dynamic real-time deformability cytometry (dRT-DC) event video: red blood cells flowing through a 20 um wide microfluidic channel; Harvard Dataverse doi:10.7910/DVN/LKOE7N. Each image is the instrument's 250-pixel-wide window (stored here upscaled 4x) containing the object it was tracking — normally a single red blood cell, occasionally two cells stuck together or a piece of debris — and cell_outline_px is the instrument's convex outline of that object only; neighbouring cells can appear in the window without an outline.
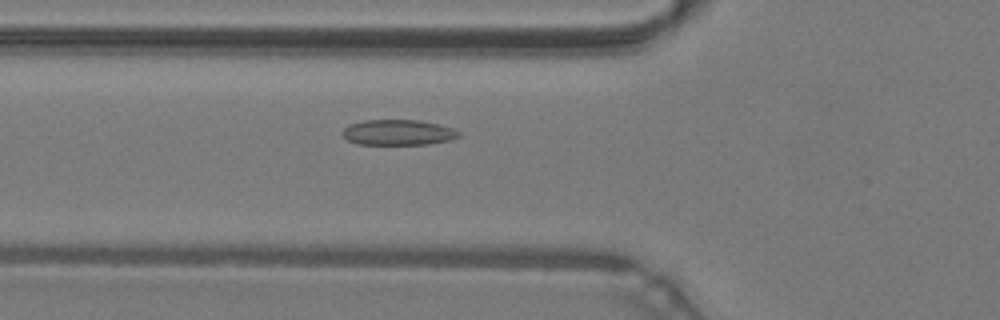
{"species": "common noctule bat (a hibernating species)", "species_latin": "Nyctalus noctula", "temperature_condition": "warm", "stored_images_in_passage": 42, "camera_frame_rate_fps": 3000, "um_per_image_px": 0.085, "animal": {"sex": "male", "body_mass_g": 19.2, "forearm_length_mm": 51.8}, "frame": {"image": 1, "passage_image": 11, "time_ms": 3.333, "image_size_px": [1000, 320], "cell_outline_px": [[460, 136], [448, 140], [428, 144], [356, 144], [348, 140], [340, 132], [348, 124], [364, 120], [420, 120], [440, 124], [452, 128], [460, 132]], "centroid_in_image_um": [33.81, 11.25], "position_along_channel_um": 92.0, "area_um2": 17.34}}
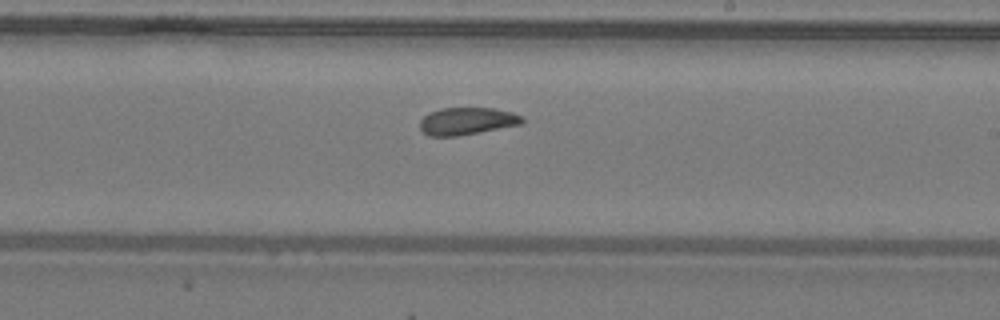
{"frame": {"image": 2, "passage_image": 22, "time_ms": 7.0, "image_size_px": [1000, 320], "cell_outline_px": [[524, 120], [520, 124], [456, 136], [428, 136], [420, 128], [420, 120], [424, 116], [440, 108], [492, 108], [512, 112], [524, 116]], "centroid_in_image_um": [39.68, 10.29], "position_along_channel_um": 249.3, "area_um2": 16.07}}
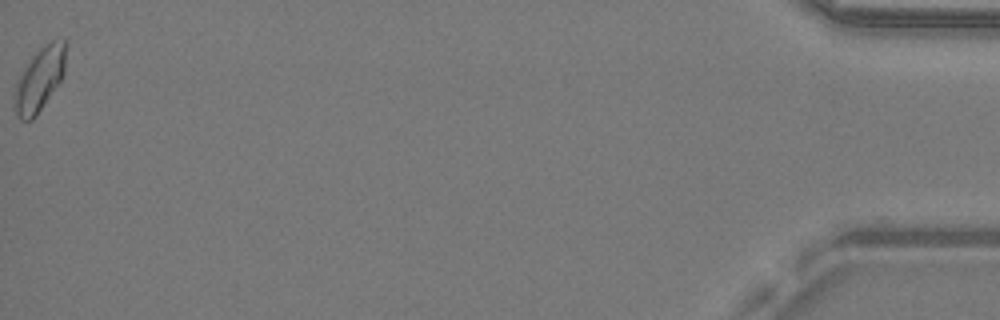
{"frame": {"image": 3, "passage_image": 42, "time_ms": 13.667, "image_size_px": [1000, 320], "cell_outline_px": [[68, 44], [64, 72], [60, 80], [36, 116], [32, 120], [20, 120], [16, 112], [16, 80], [32, 56], [44, 44], [52, 40], [64, 36]], "centroid_in_image_um": [3.43, 6.63], "position_along_channel_um": 431.8, "area_um2": 18.96}, "authors_computed_cell_mechanics": {"area_um2": 17.1666, "velocity_mm_per_s": 4.2769, "shape_relaxation_time_tau1_ms": null, "shape_relaxation_time_tau2_ms": 2.7117, "deformation_change_tau1": null, "deformation_change_tau2": 0.0713}}